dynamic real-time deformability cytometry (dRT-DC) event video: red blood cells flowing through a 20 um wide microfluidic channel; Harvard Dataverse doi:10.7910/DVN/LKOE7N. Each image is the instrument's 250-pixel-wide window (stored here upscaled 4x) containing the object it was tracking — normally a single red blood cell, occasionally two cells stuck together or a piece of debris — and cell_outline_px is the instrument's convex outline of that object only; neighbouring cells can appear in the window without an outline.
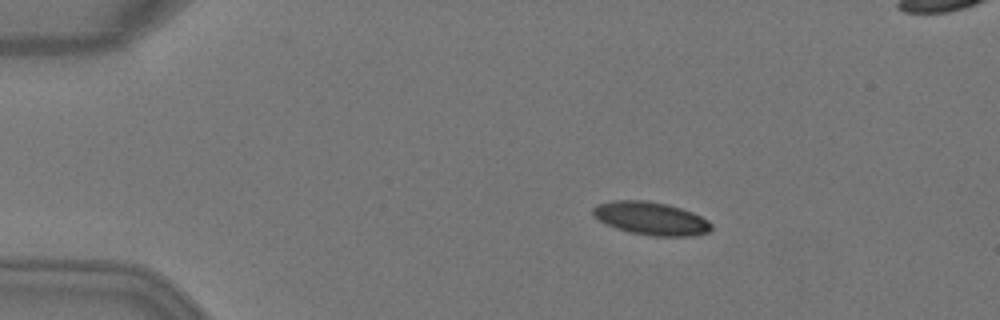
{"species": "Egyptian fruit bat (a non-hibernating species)", "species_latin": "Rousettus aegyptiacus", "temperature_condition": "warm", "stored_images_in_passage": 6, "camera_frame_rate_fps": 3000, "um_per_image_px": 0.085, "animal": {"sex": "female"}, "frame": {"image": 1, "passage_image": 1, "time_ms": 0.0, "image_size_px": [1000, 320], "cell_outline_px": [[712, 228], [708, 232], [696, 236], [652, 236], [628, 232], [616, 228], [592, 216], [592, 208], [596, 204], [612, 200], [644, 200], [668, 204], [692, 212], [708, 220], [712, 224]], "centroid_in_image_um": [55.32, 18.56], "position_along_channel_um": 29.7, "area_um2": 22.95}}